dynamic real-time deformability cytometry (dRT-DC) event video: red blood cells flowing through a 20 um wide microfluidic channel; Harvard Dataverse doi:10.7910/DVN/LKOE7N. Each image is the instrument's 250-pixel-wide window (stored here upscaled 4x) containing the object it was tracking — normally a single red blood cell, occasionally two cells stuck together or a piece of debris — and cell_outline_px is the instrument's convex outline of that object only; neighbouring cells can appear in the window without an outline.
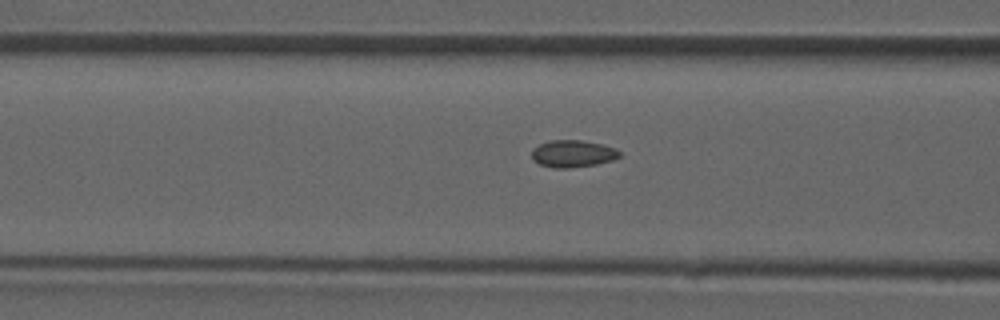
{"species": "common noctule bat (a hibernating species)", "species_latin": "Nyctalus noctula", "temperature_condition": "room temperature", "stored_images_in_passage": 23, "camera_frame_rate_fps": 3000, "um_per_image_px": 0.085, "animal": {"sex": "male", "forearm_length_mm": 52.5}, "frame": {"image": 1, "passage_image": 4, "time_ms": 1.0, "image_size_px": [1000, 320], "cell_outline_px": [[620, 156], [612, 160], [596, 164], [568, 168], [556, 168], [540, 164], [532, 160], [532, 148], [548, 140], [580, 140], [604, 144], [616, 148], [620, 152]], "centroid_in_image_um": [48.68, 13.05], "position_along_channel_um": 117.9, "area_um2": 13.93}}